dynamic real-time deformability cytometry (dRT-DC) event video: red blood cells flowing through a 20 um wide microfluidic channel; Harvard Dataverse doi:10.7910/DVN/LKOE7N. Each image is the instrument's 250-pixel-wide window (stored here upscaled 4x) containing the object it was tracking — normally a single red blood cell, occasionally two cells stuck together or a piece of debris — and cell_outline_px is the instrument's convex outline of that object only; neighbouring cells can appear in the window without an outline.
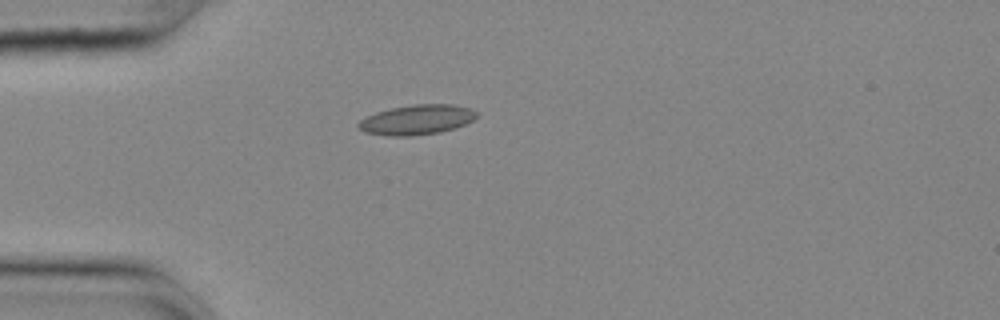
{"species": "common noctule bat (a hibernating species)", "species_latin": "Nyctalus noctula", "temperature_condition": "cold", "stored_images_in_passage": 27, "camera_frame_rate_fps": 3000, "um_per_image_px": 0.085, "animal": {"sex": "female", "body_mass_g": 25.1}, "frame": {"image": 1, "passage_image": 1, "time_ms": 0.0, "image_size_px": [1000, 320], "cell_outline_px": [[480, 112], [472, 120], [456, 128], [440, 132], [412, 136], [388, 136], [364, 132], [356, 124], [360, 120], [376, 112], [392, 108], [412, 104], [452, 104], [472, 108]], "centroid_in_image_um": [35.46, 10.17], "position_along_channel_um": 49.5, "area_um2": 20.69}}
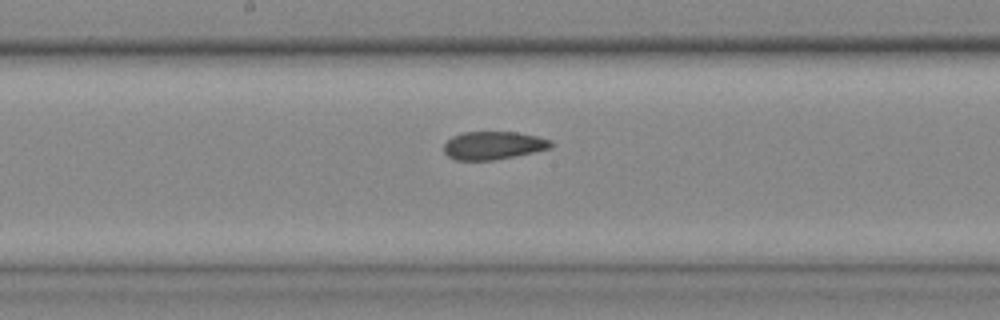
{"frame": {"image": 2, "passage_image": 15, "time_ms": 4.667, "image_size_px": [1000, 320], "cell_outline_px": [[552, 148], [516, 156], [496, 160], [456, 160], [448, 156], [444, 152], [444, 144], [452, 136], [464, 132], [516, 132], [536, 136], [552, 140]], "centroid_in_image_um": [41.94, 12.37], "position_along_channel_um": 206.3, "area_um2": 17.57}}
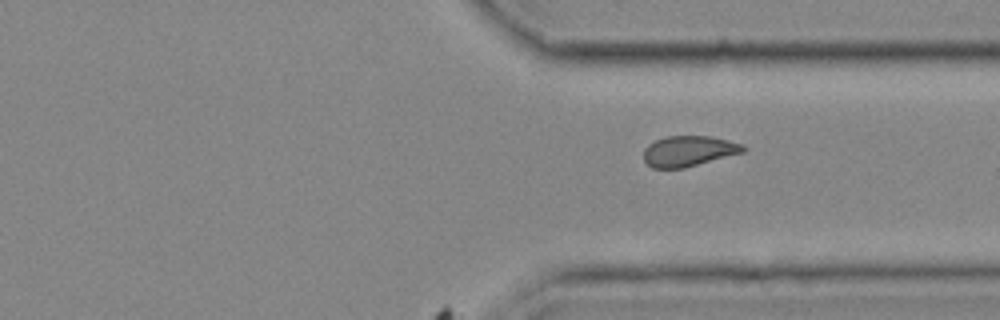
{"frame": {"image": 3, "passage_image": 27, "time_ms": 8.667, "image_size_px": [1000, 320], "cell_outline_px": [[748, 148], [744, 152], [684, 168], [652, 168], [644, 160], [644, 148], [648, 144], [664, 136], [708, 136], [728, 140], [744, 144]], "centroid_in_image_um": [58.55, 12.83], "position_along_channel_um": 352.8, "area_um2": 17.8}}